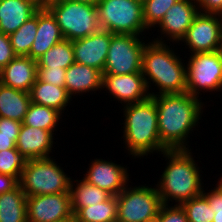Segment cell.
<instances>
[{"label": "cell", "instance_id": "15", "mask_svg": "<svg viewBox=\"0 0 222 222\" xmlns=\"http://www.w3.org/2000/svg\"><path fill=\"white\" fill-rule=\"evenodd\" d=\"M88 165L90 166L87 173L83 174V179L107 191L111 196H117L131 182L127 166H121L112 160L96 158Z\"/></svg>", "mask_w": 222, "mask_h": 222}, {"label": "cell", "instance_id": "11", "mask_svg": "<svg viewBox=\"0 0 222 222\" xmlns=\"http://www.w3.org/2000/svg\"><path fill=\"white\" fill-rule=\"evenodd\" d=\"M221 33L222 15L199 12L179 44L190 54L219 51Z\"/></svg>", "mask_w": 222, "mask_h": 222}, {"label": "cell", "instance_id": "9", "mask_svg": "<svg viewBox=\"0 0 222 222\" xmlns=\"http://www.w3.org/2000/svg\"><path fill=\"white\" fill-rule=\"evenodd\" d=\"M187 62V93L200 98L201 92L222 91V57L219 51L191 54Z\"/></svg>", "mask_w": 222, "mask_h": 222}, {"label": "cell", "instance_id": "14", "mask_svg": "<svg viewBox=\"0 0 222 222\" xmlns=\"http://www.w3.org/2000/svg\"><path fill=\"white\" fill-rule=\"evenodd\" d=\"M102 90L110 93L122 106L142 102L150 97L141 71L125 75L102 74Z\"/></svg>", "mask_w": 222, "mask_h": 222}, {"label": "cell", "instance_id": "29", "mask_svg": "<svg viewBox=\"0 0 222 222\" xmlns=\"http://www.w3.org/2000/svg\"><path fill=\"white\" fill-rule=\"evenodd\" d=\"M37 33V12L9 35L11 46L17 56H28Z\"/></svg>", "mask_w": 222, "mask_h": 222}, {"label": "cell", "instance_id": "26", "mask_svg": "<svg viewBox=\"0 0 222 222\" xmlns=\"http://www.w3.org/2000/svg\"><path fill=\"white\" fill-rule=\"evenodd\" d=\"M60 119L62 120V114L56 109L31 102L22 123L33 128L55 132L61 123Z\"/></svg>", "mask_w": 222, "mask_h": 222}, {"label": "cell", "instance_id": "36", "mask_svg": "<svg viewBox=\"0 0 222 222\" xmlns=\"http://www.w3.org/2000/svg\"><path fill=\"white\" fill-rule=\"evenodd\" d=\"M158 222H188V218L182 206L162 204L158 216Z\"/></svg>", "mask_w": 222, "mask_h": 222}, {"label": "cell", "instance_id": "7", "mask_svg": "<svg viewBox=\"0 0 222 222\" xmlns=\"http://www.w3.org/2000/svg\"><path fill=\"white\" fill-rule=\"evenodd\" d=\"M65 39L74 41L100 30L96 5L70 0H53L48 8Z\"/></svg>", "mask_w": 222, "mask_h": 222}, {"label": "cell", "instance_id": "8", "mask_svg": "<svg viewBox=\"0 0 222 222\" xmlns=\"http://www.w3.org/2000/svg\"><path fill=\"white\" fill-rule=\"evenodd\" d=\"M155 187V188H154ZM130 186L117 195V220L148 222L157 218L162 201L156 186Z\"/></svg>", "mask_w": 222, "mask_h": 222}, {"label": "cell", "instance_id": "32", "mask_svg": "<svg viewBox=\"0 0 222 222\" xmlns=\"http://www.w3.org/2000/svg\"><path fill=\"white\" fill-rule=\"evenodd\" d=\"M26 159L17 148L0 151V174H7L20 181Z\"/></svg>", "mask_w": 222, "mask_h": 222}, {"label": "cell", "instance_id": "38", "mask_svg": "<svg viewBox=\"0 0 222 222\" xmlns=\"http://www.w3.org/2000/svg\"><path fill=\"white\" fill-rule=\"evenodd\" d=\"M196 3L201 13L222 15V0H196Z\"/></svg>", "mask_w": 222, "mask_h": 222}, {"label": "cell", "instance_id": "1", "mask_svg": "<svg viewBox=\"0 0 222 222\" xmlns=\"http://www.w3.org/2000/svg\"><path fill=\"white\" fill-rule=\"evenodd\" d=\"M152 97L157 107L161 143L168 150L189 149L188 138L200 124L206 102L187 92Z\"/></svg>", "mask_w": 222, "mask_h": 222}, {"label": "cell", "instance_id": "31", "mask_svg": "<svg viewBox=\"0 0 222 222\" xmlns=\"http://www.w3.org/2000/svg\"><path fill=\"white\" fill-rule=\"evenodd\" d=\"M181 206L186 213L188 222H213L214 210L202 194Z\"/></svg>", "mask_w": 222, "mask_h": 222}, {"label": "cell", "instance_id": "21", "mask_svg": "<svg viewBox=\"0 0 222 222\" xmlns=\"http://www.w3.org/2000/svg\"><path fill=\"white\" fill-rule=\"evenodd\" d=\"M39 10L27 0H1L0 32L10 35Z\"/></svg>", "mask_w": 222, "mask_h": 222}, {"label": "cell", "instance_id": "42", "mask_svg": "<svg viewBox=\"0 0 222 222\" xmlns=\"http://www.w3.org/2000/svg\"><path fill=\"white\" fill-rule=\"evenodd\" d=\"M219 52H220L221 57H222V33H221V40H220Z\"/></svg>", "mask_w": 222, "mask_h": 222}, {"label": "cell", "instance_id": "24", "mask_svg": "<svg viewBox=\"0 0 222 222\" xmlns=\"http://www.w3.org/2000/svg\"><path fill=\"white\" fill-rule=\"evenodd\" d=\"M69 191L71 195V207L74 215L82 207L101 203L111 196L107 191L88 183L83 178L81 180H72L71 178Z\"/></svg>", "mask_w": 222, "mask_h": 222}, {"label": "cell", "instance_id": "13", "mask_svg": "<svg viewBox=\"0 0 222 222\" xmlns=\"http://www.w3.org/2000/svg\"><path fill=\"white\" fill-rule=\"evenodd\" d=\"M198 13L196 0H178L167 10L163 19L156 26L160 29L161 37L158 36L159 38H154L153 41L166 43L164 39H167V43L169 41L173 44L180 43Z\"/></svg>", "mask_w": 222, "mask_h": 222}, {"label": "cell", "instance_id": "4", "mask_svg": "<svg viewBox=\"0 0 222 222\" xmlns=\"http://www.w3.org/2000/svg\"><path fill=\"white\" fill-rule=\"evenodd\" d=\"M122 108V138L128 155L136 159L153 153L161 155L168 150L160 140L157 107L152 96L142 102L123 105Z\"/></svg>", "mask_w": 222, "mask_h": 222}, {"label": "cell", "instance_id": "43", "mask_svg": "<svg viewBox=\"0 0 222 222\" xmlns=\"http://www.w3.org/2000/svg\"><path fill=\"white\" fill-rule=\"evenodd\" d=\"M148 222H158V221H157V218H156V219L148 221Z\"/></svg>", "mask_w": 222, "mask_h": 222}, {"label": "cell", "instance_id": "6", "mask_svg": "<svg viewBox=\"0 0 222 222\" xmlns=\"http://www.w3.org/2000/svg\"><path fill=\"white\" fill-rule=\"evenodd\" d=\"M101 30L113 34L143 36L149 29L143 19L142 2L137 0H100L96 4ZM145 32V33H144Z\"/></svg>", "mask_w": 222, "mask_h": 222}, {"label": "cell", "instance_id": "17", "mask_svg": "<svg viewBox=\"0 0 222 222\" xmlns=\"http://www.w3.org/2000/svg\"><path fill=\"white\" fill-rule=\"evenodd\" d=\"M54 136L52 131L33 128L22 123L16 148L26 160L52 157L50 153L53 154L52 148L55 147Z\"/></svg>", "mask_w": 222, "mask_h": 222}, {"label": "cell", "instance_id": "39", "mask_svg": "<svg viewBox=\"0 0 222 222\" xmlns=\"http://www.w3.org/2000/svg\"><path fill=\"white\" fill-rule=\"evenodd\" d=\"M19 185V181L10 175L0 174V194L12 191Z\"/></svg>", "mask_w": 222, "mask_h": 222}, {"label": "cell", "instance_id": "35", "mask_svg": "<svg viewBox=\"0 0 222 222\" xmlns=\"http://www.w3.org/2000/svg\"><path fill=\"white\" fill-rule=\"evenodd\" d=\"M65 73L64 68H48V67H37V78L45 83H50L58 87H64L65 84Z\"/></svg>", "mask_w": 222, "mask_h": 222}, {"label": "cell", "instance_id": "10", "mask_svg": "<svg viewBox=\"0 0 222 222\" xmlns=\"http://www.w3.org/2000/svg\"><path fill=\"white\" fill-rule=\"evenodd\" d=\"M143 39L144 36L114 34L103 74L125 75L140 72L145 43H147Z\"/></svg>", "mask_w": 222, "mask_h": 222}, {"label": "cell", "instance_id": "5", "mask_svg": "<svg viewBox=\"0 0 222 222\" xmlns=\"http://www.w3.org/2000/svg\"><path fill=\"white\" fill-rule=\"evenodd\" d=\"M71 177L53 159H28L19 181L26 197L70 192Z\"/></svg>", "mask_w": 222, "mask_h": 222}, {"label": "cell", "instance_id": "23", "mask_svg": "<svg viewBox=\"0 0 222 222\" xmlns=\"http://www.w3.org/2000/svg\"><path fill=\"white\" fill-rule=\"evenodd\" d=\"M30 103L29 92L16 90L0 83V117L23 122Z\"/></svg>", "mask_w": 222, "mask_h": 222}, {"label": "cell", "instance_id": "22", "mask_svg": "<svg viewBox=\"0 0 222 222\" xmlns=\"http://www.w3.org/2000/svg\"><path fill=\"white\" fill-rule=\"evenodd\" d=\"M29 93L32 103L54 108L62 115L68 104L70 106L73 100L65 87H58L50 83H45L38 78L31 87Z\"/></svg>", "mask_w": 222, "mask_h": 222}, {"label": "cell", "instance_id": "37", "mask_svg": "<svg viewBox=\"0 0 222 222\" xmlns=\"http://www.w3.org/2000/svg\"><path fill=\"white\" fill-rule=\"evenodd\" d=\"M17 55L14 53L11 46L10 37L3 32H0V67H5Z\"/></svg>", "mask_w": 222, "mask_h": 222}, {"label": "cell", "instance_id": "28", "mask_svg": "<svg viewBox=\"0 0 222 222\" xmlns=\"http://www.w3.org/2000/svg\"><path fill=\"white\" fill-rule=\"evenodd\" d=\"M75 62L72 41L63 39L52 46L37 60V67L67 69Z\"/></svg>", "mask_w": 222, "mask_h": 222}, {"label": "cell", "instance_id": "41", "mask_svg": "<svg viewBox=\"0 0 222 222\" xmlns=\"http://www.w3.org/2000/svg\"><path fill=\"white\" fill-rule=\"evenodd\" d=\"M75 2L87 3L91 5H96L100 0H70Z\"/></svg>", "mask_w": 222, "mask_h": 222}, {"label": "cell", "instance_id": "3", "mask_svg": "<svg viewBox=\"0 0 222 222\" xmlns=\"http://www.w3.org/2000/svg\"><path fill=\"white\" fill-rule=\"evenodd\" d=\"M147 42L143 52L141 72L150 96L187 92L186 63H184L186 60L180 58L178 52L176 53L175 46L172 49L170 42L159 43L153 39ZM152 84L159 89V92L150 91Z\"/></svg>", "mask_w": 222, "mask_h": 222}, {"label": "cell", "instance_id": "40", "mask_svg": "<svg viewBox=\"0 0 222 222\" xmlns=\"http://www.w3.org/2000/svg\"><path fill=\"white\" fill-rule=\"evenodd\" d=\"M32 2L39 9H47L53 0H27Z\"/></svg>", "mask_w": 222, "mask_h": 222}, {"label": "cell", "instance_id": "25", "mask_svg": "<svg viewBox=\"0 0 222 222\" xmlns=\"http://www.w3.org/2000/svg\"><path fill=\"white\" fill-rule=\"evenodd\" d=\"M0 222H27L26 194L20 185L0 194Z\"/></svg>", "mask_w": 222, "mask_h": 222}, {"label": "cell", "instance_id": "30", "mask_svg": "<svg viewBox=\"0 0 222 222\" xmlns=\"http://www.w3.org/2000/svg\"><path fill=\"white\" fill-rule=\"evenodd\" d=\"M178 0H144L142 2L145 26L151 31L160 23L167 10ZM153 28V29H152Z\"/></svg>", "mask_w": 222, "mask_h": 222}, {"label": "cell", "instance_id": "19", "mask_svg": "<svg viewBox=\"0 0 222 222\" xmlns=\"http://www.w3.org/2000/svg\"><path fill=\"white\" fill-rule=\"evenodd\" d=\"M69 96L74 98L75 95L83 96L102 90V72L98 69L89 67L84 64L74 62L66 69L65 84ZM81 94V95H80Z\"/></svg>", "mask_w": 222, "mask_h": 222}, {"label": "cell", "instance_id": "12", "mask_svg": "<svg viewBox=\"0 0 222 222\" xmlns=\"http://www.w3.org/2000/svg\"><path fill=\"white\" fill-rule=\"evenodd\" d=\"M27 222H67L74 219L70 192L26 197Z\"/></svg>", "mask_w": 222, "mask_h": 222}, {"label": "cell", "instance_id": "34", "mask_svg": "<svg viewBox=\"0 0 222 222\" xmlns=\"http://www.w3.org/2000/svg\"><path fill=\"white\" fill-rule=\"evenodd\" d=\"M216 181L218 183L215 184L211 190H203L202 195L208 200L209 205L214 210L213 222H222V175Z\"/></svg>", "mask_w": 222, "mask_h": 222}, {"label": "cell", "instance_id": "20", "mask_svg": "<svg viewBox=\"0 0 222 222\" xmlns=\"http://www.w3.org/2000/svg\"><path fill=\"white\" fill-rule=\"evenodd\" d=\"M63 39L64 36L52 13L48 9H39L37 11V33L28 56L37 61Z\"/></svg>", "mask_w": 222, "mask_h": 222}, {"label": "cell", "instance_id": "2", "mask_svg": "<svg viewBox=\"0 0 222 222\" xmlns=\"http://www.w3.org/2000/svg\"><path fill=\"white\" fill-rule=\"evenodd\" d=\"M167 161L157 189L162 204L182 205L203 193V172L196 163L192 149L165 150L162 152Z\"/></svg>", "mask_w": 222, "mask_h": 222}, {"label": "cell", "instance_id": "27", "mask_svg": "<svg viewBox=\"0 0 222 222\" xmlns=\"http://www.w3.org/2000/svg\"><path fill=\"white\" fill-rule=\"evenodd\" d=\"M75 222H116L117 196H110L106 201L82 207L75 215Z\"/></svg>", "mask_w": 222, "mask_h": 222}, {"label": "cell", "instance_id": "16", "mask_svg": "<svg viewBox=\"0 0 222 222\" xmlns=\"http://www.w3.org/2000/svg\"><path fill=\"white\" fill-rule=\"evenodd\" d=\"M113 35L100 29L97 33L72 41L75 62L98 69L103 74Z\"/></svg>", "mask_w": 222, "mask_h": 222}, {"label": "cell", "instance_id": "33", "mask_svg": "<svg viewBox=\"0 0 222 222\" xmlns=\"http://www.w3.org/2000/svg\"><path fill=\"white\" fill-rule=\"evenodd\" d=\"M22 122L0 117V151L16 148Z\"/></svg>", "mask_w": 222, "mask_h": 222}, {"label": "cell", "instance_id": "18", "mask_svg": "<svg viewBox=\"0 0 222 222\" xmlns=\"http://www.w3.org/2000/svg\"><path fill=\"white\" fill-rule=\"evenodd\" d=\"M37 79V61L29 56H16L1 70L0 83L16 90L30 92Z\"/></svg>", "mask_w": 222, "mask_h": 222}]
</instances>
